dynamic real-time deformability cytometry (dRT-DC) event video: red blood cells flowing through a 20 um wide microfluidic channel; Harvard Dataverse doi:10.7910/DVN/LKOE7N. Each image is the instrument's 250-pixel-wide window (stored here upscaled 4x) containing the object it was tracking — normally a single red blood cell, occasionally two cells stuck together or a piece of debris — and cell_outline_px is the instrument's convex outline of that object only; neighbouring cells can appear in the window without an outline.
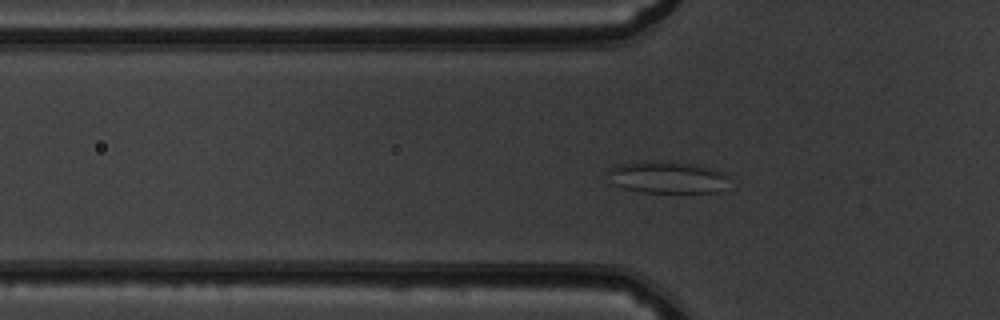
{"species": "common noctule bat (a hibernating species)", "species_latin": "Nyctalus noctula", "temperature_condition": "warm", "stored_images_in_passage": 55, "segment_of_instrument_passage": [1, 2], "camera_frame_rate_fps": 3000, "um_per_image_px": 0.085, "animal": {"sex": "male", "body_mass_g": 19.5, "forearm_length_mm": 54.6}, "frame": {"image": 1, "passage_image": 18, "time_ms": 5.667, "image_size_px": [1000, 320], "cell_outline_px": [[724, 176], [720, 192], [644, 192], [624, 188], [612, 184], [604, 172], [608, 168], [616, 164], [644, 160], [656, 160], [692, 164], [712, 168], [724, 172]], "centroid_in_image_um": [56.54, 15.04], "position_along_channel_um": 69.3, "area_um2": 22.6}}
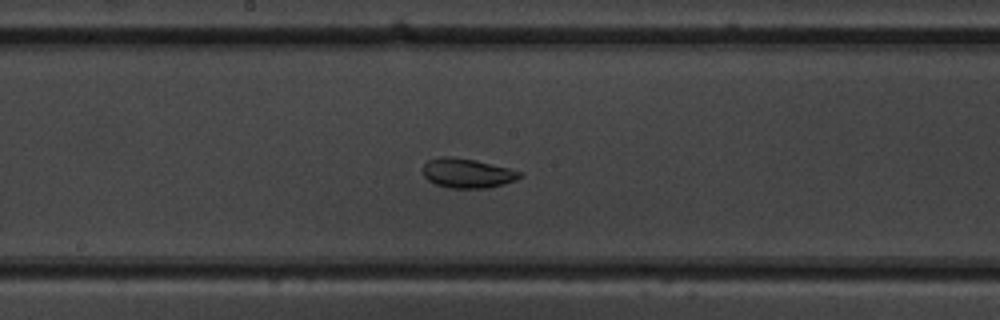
{"frame": {"image": 2, "passage_image": 29, "time_ms": 9.333, "image_size_px": [1000, 320], "cell_outline_px": [[524, 176], [516, 180], [504, 184], [488, 188], [448, 188], [436, 184], [428, 180], [424, 176], [424, 164], [428, 160], [440, 156], [452, 156], [476, 160], [524, 172]], "centroid_in_image_um": [39.75, 14.72], "position_along_channel_um": 208.4, "area_um2": 16.82}}
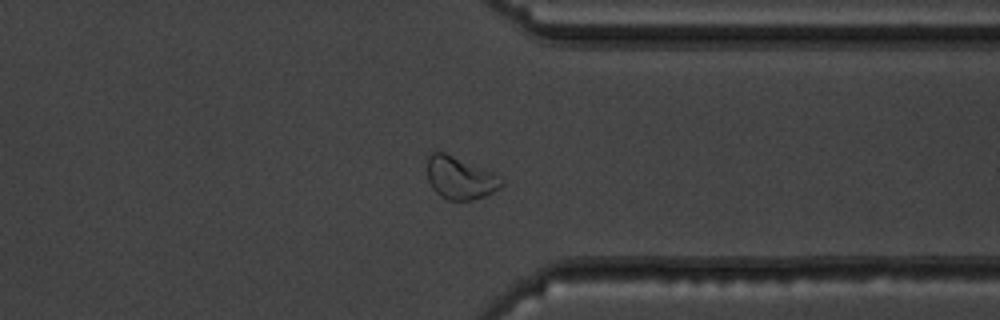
{"frame": {"image": 3, "passage_image": 42, "time_ms": 13.667, "image_size_px": [1000, 320], "cell_outline_px": [[504, 184], [500, 188], [484, 196], [472, 200], [448, 200], [440, 196], [432, 188], [428, 180], [428, 152], [444, 152], [492, 172], [500, 176], [504, 180]], "centroid_in_image_um": [39.11, 15.13], "position_along_channel_um": 372.3, "area_um2": 18.32}}